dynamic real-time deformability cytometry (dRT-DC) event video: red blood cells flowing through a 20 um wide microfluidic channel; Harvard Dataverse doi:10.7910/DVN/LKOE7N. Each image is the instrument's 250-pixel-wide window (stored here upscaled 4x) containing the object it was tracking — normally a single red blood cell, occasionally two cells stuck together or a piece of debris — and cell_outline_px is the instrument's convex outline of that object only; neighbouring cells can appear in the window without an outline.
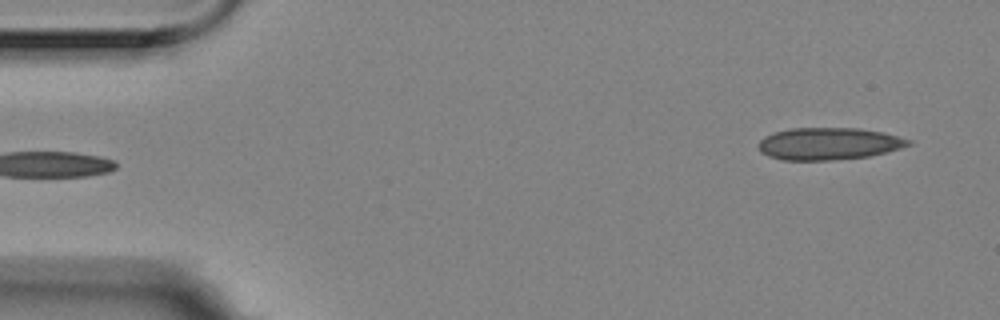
{"species": "Egyptian fruit bat (a non-hibernating species)", "species_latin": "Rousettus aegyptiacus", "temperature_condition": "room temperature", "stored_images_in_passage": 8, "camera_frame_rate_fps": 3000, "um_per_image_px": 0.085, "animal": {"sex": "female"}, "frame": {"image": 1, "passage_image": 1, "time_ms": 0.0, "image_size_px": [1000, 320], "cell_outline_px": [[912, 144], [900, 148], [868, 156], [832, 160], [784, 160], [768, 156], [760, 152], [760, 140], [764, 136], [772, 132], [788, 128], [856, 128], [884, 132], [912, 140]], "centroid_in_image_um": [70.42, 12.2], "position_along_channel_um": 14.6, "area_um2": 28.09}}
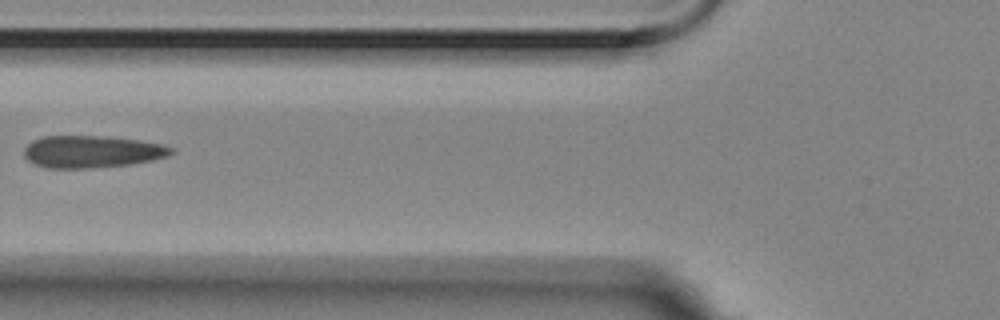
{"frame": {"image": 2, "passage_image": 6, "time_ms": 1.667, "image_size_px": [1000, 320], "cell_outline_px": [[176, 152], [168, 156], [152, 160], [128, 164], [88, 168], [44, 168], [28, 160], [24, 156], [24, 148], [32, 140], [44, 136], [108, 136], [140, 140], [164, 144], [172, 148]], "centroid_in_image_um": [7.82, 12.88], "position_along_channel_um": 118.0, "area_um2": 27.69}}
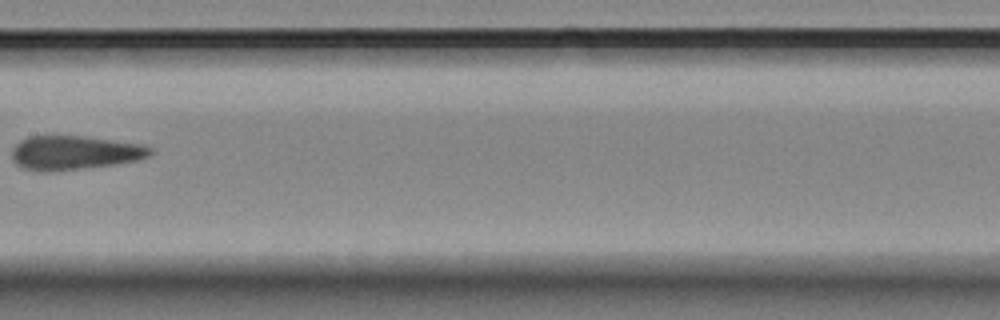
{"frame": {"image": 3, "passage_image": 8, "time_ms": 2.333, "image_size_px": [1000, 320], "cell_outline_px": [[156, 152], [148, 156], [136, 160], [116, 164], [52, 172], [48, 172], [24, 168], [16, 164], [12, 160], [12, 148], [20, 140], [28, 136], [84, 136], [140, 144], [152, 148]], "centroid_in_image_um": [6.32, 12.98], "position_along_channel_um": 201.1, "area_um2": 27.46}}